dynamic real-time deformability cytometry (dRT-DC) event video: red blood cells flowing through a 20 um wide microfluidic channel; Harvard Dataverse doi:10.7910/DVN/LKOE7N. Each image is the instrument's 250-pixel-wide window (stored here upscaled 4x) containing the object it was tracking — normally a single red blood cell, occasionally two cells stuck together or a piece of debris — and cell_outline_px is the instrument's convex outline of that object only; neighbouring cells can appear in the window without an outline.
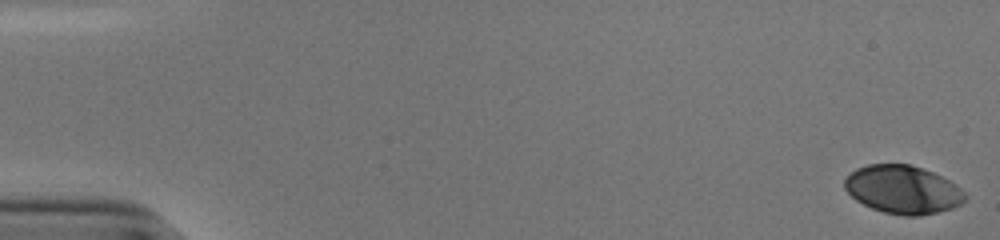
{"species": "human", "species_latin": "Homo sapiens", "temperature_condition": "cold", "stored_images_in_passage": 54, "camera_frame_rate_fps": 3000, "um_per_image_px": 0.085, "donor": {"sex": "male"}, "frame": {"image": 1, "passage_image": 1, "time_ms": 0.0, "image_size_px": [1000, 240], "cell_outline_px": [[968, 196], [960, 204], [952, 208], [920, 216], [904, 216], [884, 212], [872, 208], [856, 200], [844, 188], [844, 180], [856, 168], [868, 164], [908, 164], [932, 172], [948, 180], [960, 188]], "centroid_in_image_um": [76.73, 16.12], "position_along_channel_um": 8.3, "area_um2": 33.58}}
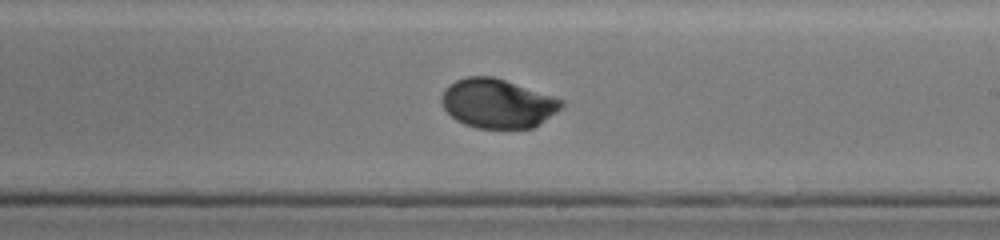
{"frame": {"image": 2, "passage_image": 33, "time_ms": 10.667, "image_size_px": [1000, 240], "cell_outline_px": [[564, 104], [560, 108], [532, 128], [476, 128], [464, 124], [456, 120], [444, 108], [440, 100], [444, 88], [448, 84], [456, 80], [468, 76], [492, 76], [564, 100]], "centroid_in_image_um": [42.23, 8.79], "position_along_channel_um": 246.8, "area_um2": 33.93}}
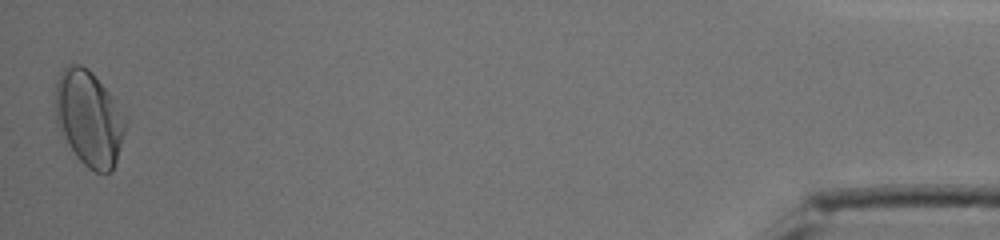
{"frame": {"image": 3, "passage_image": 54, "time_ms": 17.667, "image_size_px": [1000, 240], "cell_outline_px": [[128, 124], [112, 172], [96, 172], [88, 168], [76, 156], [60, 136], [56, 124], [56, 80], [60, 72], [68, 64], [80, 64], [88, 68], [92, 72], [108, 92], [128, 120]], "centroid_in_image_um": [7.55, 10.06], "position_along_channel_um": 427.6, "area_um2": 39.19}, "authors_computed_cell_mechanics": {"area_um2": 34.3043, "velocity_mm_per_s": 3.7988, "shape_relaxation_time_tau1_ms": 2.6951, "shape_relaxation_time_tau2_ms": null, "deformation_change_tau1": 0.1391, "deformation_change_tau2": null}}